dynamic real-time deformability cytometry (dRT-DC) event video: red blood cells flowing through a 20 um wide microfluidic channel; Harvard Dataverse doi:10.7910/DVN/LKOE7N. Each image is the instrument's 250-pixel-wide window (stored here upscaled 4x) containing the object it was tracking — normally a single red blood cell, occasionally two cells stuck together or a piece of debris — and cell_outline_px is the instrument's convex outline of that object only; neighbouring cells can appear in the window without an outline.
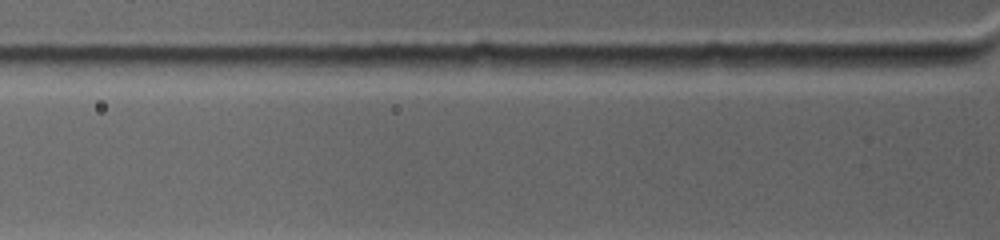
{"species": "common noctule bat (a hibernating species)", "species_latin": "Nyctalus noctula", "temperature_condition": "warm", "stored_images_in_passage": 2, "camera_frame_rate_fps": 4500, "um_per_image_px": 0.085, "animal": {"sex": "female", "body_mass_g": 19.0, "forearm_length_mm": 53.3}, "frame": {"image": 1, "passage_image": 2, "time_ms": 0.444, "image_size_px": [1000, 240], "cell_outline_px": [[976, 56], [972, 60], [964, 64], [916, 72], [820, 64], [836, 56]], "centroid_in_image_um": [76.47, 5.29], "position_along_channel_um": 49.3, "area_um2": 12.43}}